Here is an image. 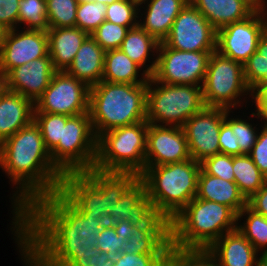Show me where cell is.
<instances>
[{"instance_id":"cell-50","label":"cell","mask_w":267,"mask_h":266,"mask_svg":"<svg viewBox=\"0 0 267 266\" xmlns=\"http://www.w3.org/2000/svg\"><path fill=\"white\" fill-rule=\"evenodd\" d=\"M114 229L118 236L126 238V241L130 239L131 235L135 232V226L131 224L130 221L121 220Z\"/></svg>"},{"instance_id":"cell-52","label":"cell","mask_w":267,"mask_h":266,"mask_svg":"<svg viewBox=\"0 0 267 266\" xmlns=\"http://www.w3.org/2000/svg\"><path fill=\"white\" fill-rule=\"evenodd\" d=\"M257 52L262 55V58L267 60V29L261 35L258 45H257Z\"/></svg>"},{"instance_id":"cell-2","label":"cell","mask_w":267,"mask_h":266,"mask_svg":"<svg viewBox=\"0 0 267 266\" xmlns=\"http://www.w3.org/2000/svg\"><path fill=\"white\" fill-rule=\"evenodd\" d=\"M0 169L16 185L10 198L15 236V218L34 200L59 191L64 175L54 166L34 120L0 144Z\"/></svg>"},{"instance_id":"cell-42","label":"cell","mask_w":267,"mask_h":266,"mask_svg":"<svg viewBox=\"0 0 267 266\" xmlns=\"http://www.w3.org/2000/svg\"><path fill=\"white\" fill-rule=\"evenodd\" d=\"M126 238L117 235L114 226L102 227L98 233L96 247L101 252L109 253L112 257H116L121 253Z\"/></svg>"},{"instance_id":"cell-12","label":"cell","mask_w":267,"mask_h":266,"mask_svg":"<svg viewBox=\"0 0 267 266\" xmlns=\"http://www.w3.org/2000/svg\"><path fill=\"white\" fill-rule=\"evenodd\" d=\"M90 87L66 71H56L49 86L34 104V112L76 116L89 113Z\"/></svg>"},{"instance_id":"cell-19","label":"cell","mask_w":267,"mask_h":266,"mask_svg":"<svg viewBox=\"0 0 267 266\" xmlns=\"http://www.w3.org/2000/svg\"><path fill=\"white\" fill-rule=\"evenodd\" d=\"M158 214L146 195L145 183L138 178L121 196L113 209L108 211V224L117 225L121 220L133 226L148 225Z\"/></svg>"},{"instance_id":"cell-13","label":"cell","mask_w":267,"mask_h":266,"mask_svg":"<svg viewBox=\"0 0 267 266\" xmlns=\"http://www.w3.org/2000/svg\"><path fill=\"white\" fill-rule=\"evenodd\" d=\"M267 29V11L253 12L246 19L217 30L216 51L244 64L257 51L261 35Z\"/></svg>"},{"instance_id":"cell-30","label":"cell","mask_w":267,"mask_h":266,"mask_svg":"<svg viewBox=\"0 0 267 266\" xmlns=\"http://www.w3.org/2000/svg\"><path fill=\"white\" fill-rule=\"evenodd\" d=\"M234 181L249 200L267 181L248 154L233 156Z\"/></svg>"},{"instance_id":"cell-37","label":"cell","mask_w":267,"mask_h":266,"mask_svg":"<svg viewBox=\"0 0 267 266\" xmlns=\"http://www.w3.org/2000/svg\"><path fill=\"white\" fill-rule=\"evenodd\" d=\"M165 266H219L206 250H183L170 246Z\"/></svg>"},{"instance_id":"cell-40","label":"cell","mask_w":267,"mask_h":266,"mask_svg":"<svg viewBox=\"0 0 267 266\" xmlns=\"http://www.w3.org/2000/svg\"><path fill=\"white\" fill-rule=\"evenodd\" d=\"M201 164V169L212 176L219 177L226 181H234L233 155L217 154L205 158Z\"/></svg>"},{"instance_id":"cell-22","label":"cell","mask_w":267,"mask_h":266,"mask_svg":"<svg viewBox=\"0 0 267 266\" xmlns=\"http://www.w3.org/2000/svg\"><path fill=\"white\" fill-rule=\"evenodd\" d=\"M206 251L219 266H256L263 257L238 229L225 233Z\"/></svg>"},{"instance_id":"cell-34","label":"cell","mask_w":267,"mask_h":266,"mask_svg":"<svg viewBox=\"0 0 267 266\" xmlns=\"http://www.w3.org/2000/svg\"><path fill=\"white\" fill-rule=\"evenodd\" d=\"M69 117L64 114L34 112V121L40 128L45 147L49 152L62 140V123H66Z\"/></svg>"},{"instance_id":"cell-25","label":"cell","mask_w":267,"mask_h":266,"mask_svg":"<svg viewBox=\"0 0 267 266\" xmlns=\"http://www.w3.org/2000/svg\"><path fill=\"white\" fill-rule=\"evenodd\" d=\"M104 55L105 51L89 35L80 46L66 72L92 87L102 81Z\"/></svg>"},{"instance_id":"cell-57","label":"cell","mask_w":267,"mask_h":266,"mask_svg":"<svg viewBox=\"0 0 267 266\" xmlns=\"http://www.w3.org/2000/svg\"><path fill=\"white\" fill-rule=\"evenodd\" d=\"M116 1H118V0H94V2H101V3L106 4V5H109V4L116 2Z\"/></svg>"},{"instance_id":"cell-20","label":"cell","mask_w":267,"mask_h":266,"mask_svg":"<svg viewBox=\"0 0 267 266\" xmlns=\"http://www.w3.org/2000/svg\"><path fill=\"white\" fill-rule=\"evenodd\" d=\"M188 3L189 0H140L138 25L159 43L163 42L174 20ZM141 8L144 9L143 13L140 12Z\"/></svg>"},{"instance_id":"cell-39","label":"cell","mask_w":267,"mask_h":266,"mask_svg":"<svg viewBox=\"0 0 267 266\" xmlns=\"http://www.w3.org/2000/svg\"><path fill=\"white\" fill-rule=\"evenodd\" d=\"M129 28L105 20L90 36L104 50L120 49Z\"/></svg>"},{"instance_id":"cell-11","label":"cell","mask_w":267,"mask_h":266,"mask_svg":"<svg viewBox=\"0 0 267 266\" xmlns=\"http://www.w3.org/2000/svg\"><path fill=\"white\" fill-rule=\"evenodd\" d=\"M214 51H181L159 43L156 68L151 76L169 85L202 86L208 61Z\"/></svg>"},{"instance_id":"cell-53","label":"cell","mask_w":267,"mask_h":266,"mask_svg":"<svg viewBox=\"0 0 267 266\" xmlns=\"http://www.w3.org/2000/svg\"><path fill=\"white\" fill-rule=\"evenodd\" d=\"M8 90L7 75L0 69V96Z\"/></svg>"},{"instance_id":"cell-58","label":"cell","mask_w":267,"mask_h":266,"mask_svg":"<svg viewBox=\"0 0 267 266\" xmlns=\"http://www.w3.org/2000/svg\"><path fill=\"white\" fill-rule=\"evenodd\" d=\"M78 4L80 3H86V2H94V0H76Z\"/></svg>"},{"instance_id":"cell-23","label":"cell","mask_w":267,"mask_h":266,"mask_svg":"<svg viewBox=\"0 0 267 266\" xmlns=\"http://www.w3.org/2000/svg\"><path fill=\"white\" fill-rule=\"evenodd\" d=\"M34 103L7 90L0 96V144L34 120Z\"/></svg>"},{"instance_id":"cell-15","label":"cell","mask_w":267,"mask_h":266,"mask_svg":"<svg viewBox=\"0 0 267 266\" xmlns=\"http://www.w3.org/2000/svg\"><path fill=\"white\" fill-rule=\"evenodd\" d=\"M225 112L224 108L205 107L184 123L182 128L193 160L202 162L207 157L220 154L219 133Z\"/></svg>"},{"instance_id":"cell-5","label":"cell","mask_w":267,"mask_h":266,"mask_svg":"<svg viewBox=\"0 0 267 266\" xmlns=\"http://www.w3.org/2000/svg\"><path fill=\"white\" fill-rule=\"evenodd\" d=\"M147 84L100 81L90 87L89 115L96 137L146 121Z\"/></svg>"},{"instance_id":"cell-4","label":"cell","mask_w":267,"mask_h":266,"mask_svg":"<svg viewBox=\"0 0 267 266\" xmlns=\"http://www.w3.org/2000/svg\"><path fill=\"white\" fill-rule=\"evenodd\" d=\"M138 178L136 172L92 168L64 174L59 191L83 215L103 217L108 216V211Z\"/></svg>"},{"instance_id":"cell-43","label":"cell","mask_w":267,"mask_h":266,"mask_svg":"<svg viewBox=\"0 0 267 266\" xmlns=\"http://www.w3.org/2000/svg\"><path fill=\"white\" fill-rule=\"evenodd\" d=\"M243 69L245 82L252 89L266 74L267 60L256 51L243 64Z\"/></svg>"},{"instance_id":"cell-55","label":"cell","mask_w":267,"mask_h":266,"mask_svg":"<svg viewBox=\"0 0 267 266\" xmlns=\"http://www.w3.org/2000/svg\"><path fill=\"white\" fill-rule=\"evenodd\" d=\"M253 88H267V71L263 78Z\"/></svg>"},{"instance_id":"cell-51","label":"cell","mask_w":267,"mask_h":266,"mask_svg":"<svg viewBox=\"0 0 267 266\" xmlns=\"http://www.w3.org/2000/svg\"><path fill=\"white\" fill-rule=\"evenodd\" d=\"M253 12L267 11V0H241Z\"/></svg>"},{"instance_id":"cell-7","label":"cell","mask_w":267,"mask_h":266,"mask_svg":"<svg viewBox=\"0 0 267 266\" xmlns=\"http://www.w3.org/2000/svg\"><path fill=\"white\" fill-rule=\"evenodd\" d=\"M147 131L148 122L141 121L100 134L93 168L140 175L145 169Z\"/></svg>"},{"instance_id":"cell-26","label":"cell","mask_w":267,"mask_h":266,"mask_svg":"<svg viewBox=\"0 0 267 266\" xmlns=\"http://www.w3.org/2000/svg\"><path fill=\"white\" fill-rule=\"evenodd\" d=\"M196 198L224 204L236 214L247 205V200L240 193L235 181L206 174L202 169L198 174Z\"/></svg>"},{"instance_id":"cell-35","label":"cell","mask_w":267,"mask_h":266,"mask_svg":"<svg viewBox=\"0 0 267 266\" xmlns=\"http://www.w3.org/2000/svg\"><path fill=\"white\" fill-rule=\"evenodd\" d=\"M139 0H118L107 5L105 20L129 29L138 26Z\"/></svg>"},{"instance_id":"cell-32","label":"cell","mask_w":267,"mask_h":266,"mask_svg":"<svg viewBox=\"0 0 267 266\" xmlns=\"http://www.w3.org/2000/svg\"><path fill=\"white\" fill-rule=\"evenodd\" d=\"M20 27L26 30L47 31L49 29L46 0L19 1L18 28Z\"/></svg>"},{"instance_id":"cell-9","label":"cell","mask_w":267,"mask_h":266,"mask_svg":"<svg viewBox=\"0 0 267 266\" xmlns=\"http://www.w3.org/2000/svg\"><path fill=\"white\" fill-rule=\"evenodd\" d=\"M202 93L206 107L235 110L245 101L247 105L251 89L244 79L243 64L214 51L208 61Z\"/></svg>"},{"instance_id":"cell-10","label":"cell","mask_w":267,"mask_h":266,"mask_svg":"<svg viewBox=\"0 0 267 266\" xmlns=\"http://www.w3.org/2000/svg\"><path fill=\"white\" fill-rule=\"evenodd\" d=\"M97 137L89 113L70 116L62 123V140L50 152L54 166L64 175L94 167Z\"/></svg>"},{"instance_id":"cell-44","label":"cell","mask_w":267,"mask_h":266,"mask_svg":"<svg viewBox=\"0 0 267 266\" xmlns=\"http://www.w3.org/2000/svg\"><path fill=\"white\" fill-rule=\"evenodd\" d=\"M256 143L248 154L260 172L267 178V125H261Z\"/></svg>"},{"instance_id":"cell-31","label":"cell","mask_w":267,"mask_h":266,"mask_svg":"<svg viewBox=\"0 0 267 266\" xmlns=\"http://www.w3.org/2000/svg\"><path fill=\"white\" fill-rule=\"evenodd\" d=\"M247 214V215H246ZM246 216V217H243ZM245 221L241 223V219ZM237 229L241 234L261 253L263 257L267 256V217L252 210L246 205L237 214Z\"/></svg>"},{"instance_id":"cell-24","label":"cell","mask_w":267,"mask_h":266,"mask_svg":"<svg viewBox=\"0 0 267 266\" xmlns=\"http://www.w3.org/2000/svg\"><path fill=\"white\" fill-rule=\"evenodd\" d=\"M47 33L53 67L56 71H66L89 34L77 27L50 28Z\"/></svg>"},{"instance_id":"cell-14","label":"cell","mask_w":267,"mask_h":266,"mask_svg":"<svg viewBox=\"0 0 267 266\" xmlns=\"http://www.w3.org/2000/svg\"><path fill=\"white\" fill-rule=\"evenodd\" d=\"M217 30L190 2L178 14L168 37V47L181 51H216Z\"/></svg>"},{"instance_id":"cell-29","label":"cell","mask_w":267,"mask_h":266,"mask_svg":"<svg viewBox=\"0 0 267 266\" xmlns=\"http://www.w3.org/2000/svg\"><path fill=\"white\" fill-rule=\"evenodd\" d=\"M121 49L105 51L102 81L123 84H147L150 76ZM140 73V75H139ZM140 77V78H139Z\"/></svg>"},{"instance_id":"cell-28","label":"cell","mask_w":267,"mask_h":266,"mask_svg":"<svg viewBox=\"0 0 267 266\" xmlns=\"http://www.w3.org/2000/svg\"><path fill=\"white\" fill-rule=\"evenodd\" d=\"M218 30L227 24L246 19L253 11L241 0H189Z\"/></svg>"},{"instance_id":"cell-49","label":"cell","mask_w":267,"mask_h":266,"mask_svg":"<svg viewBox=\"0 0 267 266\" xmlns=\"http://www.w3.org/2000/svg\"><path fill=\"white\" fill-rule=\"evenodd\" d=\"M247 205L255 212L267 217V181L249 200H247Z\"/></svg>"},{"instance_id":"cell-21","label":"cell","mask_w":267,"mask_h":266,"mask_svg":"<svg viewBox=\"0 0 267 266\" xmlns=\"http://www.w3.org/2000/svg\"><path fill=\"white\" fill-rule=\"evenodd\" d=\"M171 246L170 221L157 215L148 225L135 226L122 248L125 254H167Z\"/></svg>"},{"instance_id":"cell-6","label":"cell","mask_w":267,"mask_h":266,"mask_svg":"<svg viewBox=\"0 0 267 266\" xmlns=\"http://www.w3.org/2000/svg\"><path fill=\"white\" fill-rule=\"evenodd\" d=\"M200 162L188 159L167 165L145 166L139 178L158 215L171 221L196 197Z\"/></svg>"},{"instance_id":"cell-3","label":"cell","mask_w":267,"mask_h":266,"mask_svg":"<svg viewBox=\"0 0 267 266\" xmlns=\"http://www.w3.org/2000/svg\"><path fill=\"white\" fill-rule=\"evenodd\" d=\"M237 214L217 202L192 199L171 221V246L207 250L227 232L237 229Z\"/></svg>"},{"instance_id":"cell-18","label":"cell","mask_w":267,"mask_h":266,"mask_svg":"<svg viewBox=\"0 0 267 266\" xmlns=\"http://www.w3.org/2000/svg\"><path fill=\"white\" fill-rule=\"evenodd\" d=\"M55 72L49 55L34 59L6 74L8 90L19 93L35 104L49 86Z\"/></svg>"},{"instance_id":"cell-38","label":"cell","mask_w":267,"mask_h":266,"mask_svg":"<svg viewBox=\"0 0 267 266\" xmlns=\"http://www.w3.org/2000/svg\"><path fill=\"white\" fill-rule=\"evenodd\" d=\"M231 112L234 113L233 110H226L225 121L232 127V131L234 135H236L237 144L239 145L241 152L243 154H249L253 145L256 143L260 129L252 123H249L251 117L247 116L249 120L235 116L232 118V115L230 117Z\"/></svg>"},{"instance_id":"cell-36","label":"cell","mask_w":267,"mask_h":266,"mask_svg":"<svg viewBox=\"0 0 267 266\" xmlns=\"http://www.w3.org/2000/svg\"><path fill=\"white\" fill-rule=\"evenodd\" d=\"M107 5L101 2L80 3L77 6L75 27L87 32H94L104 21Z\"/></svg>"},{"instance_id":"cell-1","label":"cell","mask_w":267,"mask_h":266,"mask_svg":"<svg viewBox=\"0 0 267 266\" xmlns=\"http://www.w3.org/2000/svg\"><path fill=\"white\" fill-rule=\"evenodd\" d=\"M108 216L83 215L60 191L34 200L15 218V243L24 266H64L96 254Z\"/></svg>"},{"instance_id":"cell-48","label":"cell","mask_w":267,"mask_h":266,"mask_svg":"<svg viewBox=\"0 0 267 266\" xmlns=\"http://www.w3.org/2000/svg\"><path fill=\"white\" fill-rule=\"evenodd\" d=\"M252 102L255 104V112H251V116H257V119H263V123L267 125V88H252L251 89ZM254 100V101H253Z\"/></svg>"},{"instance_id":"cell-45","label":"cell","mask_w":267,"mask_h":266,"mask_svg":"<svg viewBox=\"0 0 267 266\" xmlns=\"http://www.w3.org/2000/svg\"><path fill=\"white\" fill-rule=\"evenodd\" d=\"M219 147L221 154L233 156L244 155L237 144V138L232 131V127L225 120L222 122L220 128Z\"/></svg>"},{"instance_id":"cell-46","label":"cell","mask_w":267,"mask_h":266,"mask_svg":"<svg viewBox=\"0 0 267 266\" xmlns=\"http://www.w3.org/2000/svg\"><path fill=\"white\" fill-rule=\"evenodd\" d=\"M20 0H0V24L8 30L18 27Z\"/></svg>"},{"instance_id":"cell-16","label":"cell","mask_w":267,"mask_h":266,"mask_svg":"<svg viewBox=\"0 0 267 266\" xmlns=\"http://www.w3.org/2000/svg\"><path fill=\"white\" fill-rule=\"evenodd\" d=\"M19 29L7 31L0 50V69L5 74L15 67L49 55L47 31Z\"/></svg>"},{"instance_id":"cell-54","label":"cell","mask_w":267,"mask_h":266,"mask_svg":"<svg viewBox=\"0 0 267 266\" xmlns=\"http://www.w3.org/2000/svg\"><path fill=\"white\" fill-rule=\"evenodd\" d=\"M7 31H8V29L5 28L2 24H0V50H1L2 45L4 43Z\"/></svg>"},{"instance_id":"cell-33","label":"cell","mask_w":267,"mask_h":266,"mask_svg":"<svg viewBox=\"0 0 267 266\" xmlns=\"http://www.w3.org/2000/svg\"><path fill=\"white\" fill-rule=\"evenodd\" d=\"M77 6L76 0H46L49 29L75 27Z\"/></svg>"},{"instance_id":"cell-56","label":"cell","mask_w":267,"mask_h":266,"mask_svg":"<svg viewBox=\"0 0 267 266\" xmlns=\"http://www.w3.org/2000/svg\"><path fill=\"white\" fill-rule=\"evenodd\" d=\"M256 266H267V256L266 257H262Z\"/></svg>"},{"instance_id":"cell-41","label":"cell","mask_w":267,"mask_h":266,"mask_svg":"<svg viewBox=\"0 0 267 266\" xmlns=\"http://www.w3.org/2000/svg\"><path fill=\"white\" fill-rule=\"evenodd\" d=\"M167 254H125L115 257L114 266H165Z\"/></svg>"},{"instance_id":"cell-17","label":"cell","mask_w":267,"mask_h":266,"mask_svg":"<svg viewBox=\"0 0 267 266\" xmlns=\"http://www.w3.org/2000/svg\"><path fill=\"white\" fill-rule=\"evenodd\" d=\"M191 159L182 127L148 123L145 166L167 165Z\"/></svg>"},{"instance_id":"cell-47","label":"cell","mask_w":267,"mask_h":266,"mask_svg":"<svg viewBox=\"0 0 267 266\" xmlns=\"http://www.w3.org/2000/svg\"><path fill=\"white\" fill-rule=\"evenodd\" d=\"M115 257L109 253L98 251L87 258L72 257L64 266H114Z\"/></svg>"},{"instance_id":"cell-27","label":"cell","mask_w":267,"mask_h":266,"mask_svg":"<svg viewBox=\"0 0 267 266\" xmlns=\"http://www.w3.org/2000/svg\"><path fill=\"white\" fill-rule=\"evenodd\" d=\"M158 47L159 42L138 25L128 30L120 49L151 77L156 68Z\"/></svg>"},{"instance_id":"cell-8","label":"cell","mask_w":267,"mask_h":266,"mask_svg":"<svg viewBox=\"0 0 267 266\" xmlns=\"http://www.w3.org/2000/svg\"><path fill=\"white\" fill-rule=\"evenodd\" d=\"M205 107L202 86L169 85L152 77L147 82L146 121L149 124L182 127Z\"/></svg>"}]
</instances>
